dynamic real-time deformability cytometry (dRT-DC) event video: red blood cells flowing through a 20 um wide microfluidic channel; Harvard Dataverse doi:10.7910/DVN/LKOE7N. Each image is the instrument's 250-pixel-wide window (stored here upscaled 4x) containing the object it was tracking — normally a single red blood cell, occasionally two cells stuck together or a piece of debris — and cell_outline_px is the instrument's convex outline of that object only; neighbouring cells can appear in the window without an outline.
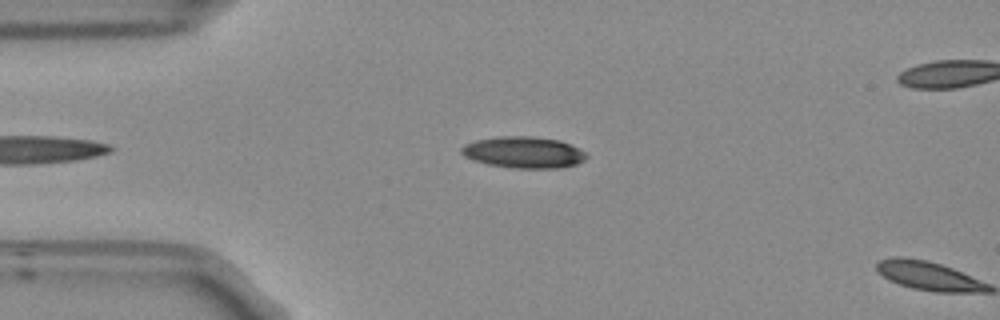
{"species": "Egyptian fruit bat (a non-hibernating species)", "species_latin": "Rousettus aegyptiacus", "temperature_condition": "room temperature", "stored_images_in_passage": 3, "camera_frame_rate_fps": 3000, "um_per_image_px": 0.085, "frame": {"image": 1, "passage_image": 2, "time_ms": 0.333, "image_size_px": [1000, 320], "cell_outline_px": [[588, 156], [584, 160], [576, 164], [560, 168], [512, 168], [488, 164], [464, 156], [460, 152], [460, 148], [464, 144], [476, 140], [496, 136], [532, 136], [560, 140], [572, 144], [580, 148]], "centroid_in_image_um": [44.52, 12.94], "position_along_channel_um": 40.5, "area_um2": 23.06}}